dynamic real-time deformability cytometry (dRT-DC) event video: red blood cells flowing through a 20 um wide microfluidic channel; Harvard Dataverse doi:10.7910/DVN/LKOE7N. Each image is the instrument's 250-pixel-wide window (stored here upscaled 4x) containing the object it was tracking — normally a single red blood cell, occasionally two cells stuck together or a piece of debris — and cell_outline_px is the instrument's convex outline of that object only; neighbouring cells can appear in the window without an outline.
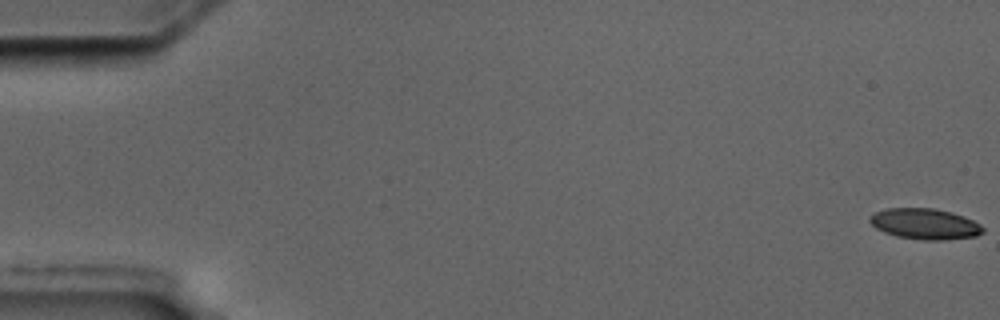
{"species": "common noctule bat (a hibernating species)", "species_latin": "Nyctalus noctula", "temperature_condition": "cold", "stored_images_in_passage": 57, "camera_frame_rate_fps": 3000, "um_per_image_px": 0.085, "animal": {"sex": "male", "body_mass_g": 17.5, "forearm_length_mm": 52.3}, "frame": {"image": 1, "passage_image": 1, "time_ms": 0.0, "image_size_px": [1000, 320], "cell_outline_px": [[984, 232], [976, 236], [944, 240], [924, 240], [896, 236], [884, 232], [876, 228], [868, 220], [868, 216], [884, 208], [932, 208], [952, 212], [964, 216], [980, 224], [984, 228]], "centroid_in_image_um": [78.61, 19.03], "position_along_channel_um": 6.4, "area_um2": 20.4}}
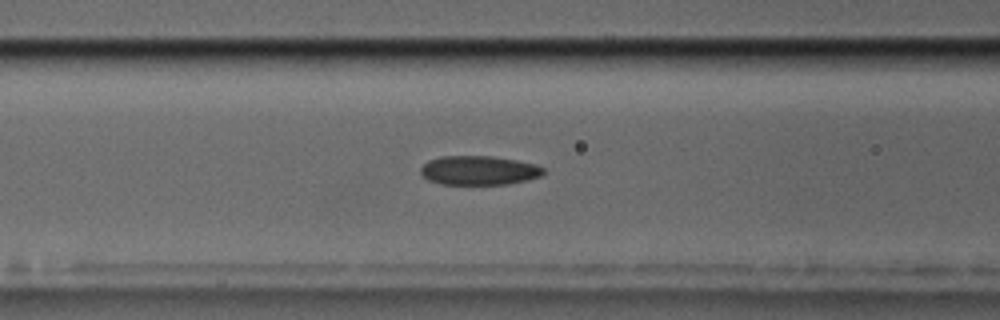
{"frame": {"image": 2, "passage_image": 24, "time_ms": 7.667, "image_size_px": [1000, 320], "cell_outline_px": [[544, 172], [540, 176], [528, 180], [508, 184], [440, 184], [428, 180], [420, 172], [420, 168], [428, 160], [440, 156], [492, 156], [516, 160], [536, 164], [544, 168]], "centroid_in_image_um": [40.7, 14.48], "position_along_channel_um": 125.9, "area_um2": 20.92}}
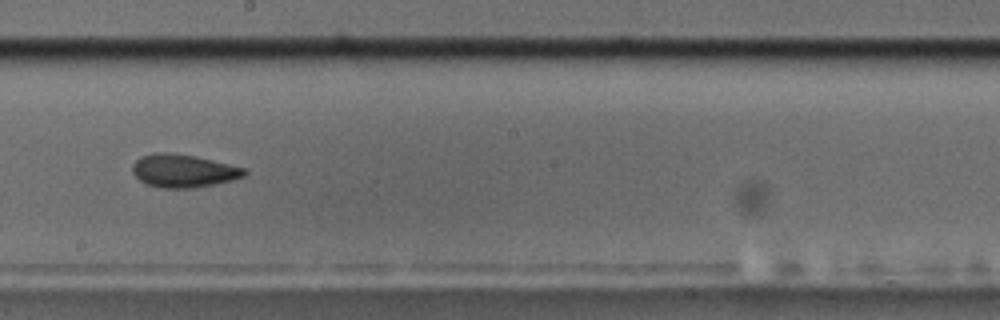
{"frame": {"image": 3, "passage_image": 33, "time_ms": 10.667, "image_size_px": [1000, 320], "cell_outline_px": [[248, 172], [244, 176], [232, 180], [196, 188], [160, 188], [148, 184], [140, 180], [132, 172], [132, 164], [140, 156], [156, 152], [164, 152], [196, 156], [244, 168]], "centroid_in_image_um": [15.57, 14.52], "position_along_channel_um": 232.6, "area_um2": 21.5}, "authors_computed_cell_mechanics": {"area_um2": 21.2126, "velocity_mm_per_s": 3.5692, "shape_relaxation_time_tau1_ms": null, "shape_relaxation_time_tau2_ms": 2.7123, "deformation_change_tau1": null, "deformation_change_tau2": 0.0826}}